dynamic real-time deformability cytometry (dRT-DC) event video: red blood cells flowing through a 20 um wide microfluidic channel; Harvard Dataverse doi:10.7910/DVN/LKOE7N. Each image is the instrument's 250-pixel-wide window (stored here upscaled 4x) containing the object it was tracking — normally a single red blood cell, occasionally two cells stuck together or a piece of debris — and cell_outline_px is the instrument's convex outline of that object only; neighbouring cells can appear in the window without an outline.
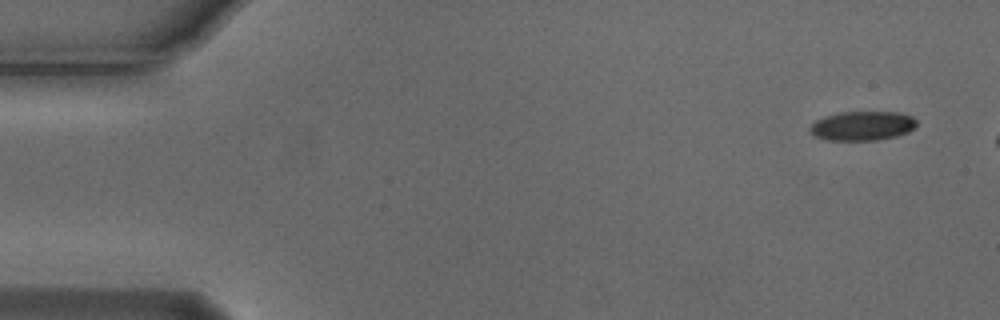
{"species": "Egyptian fruit bat (a non-hibernating species)", "species_latin": "Rousettus aegyptiacus", "temperature_condition": "cold", "stored_images_in_passage": 3, "camera_frame_rate_fps": 3000, "um_per_image_px": 0.085, "animal": {"sex": "male"}, "frame": {"image": 1, "passage_image": 1, "time_ms": 0.0, "image_size_px": [1000, 320], "cell_outline_px": [[916, 124], [908, 132], [896, 136], [876, 140], [828, 140], [816, 136], [808, 128], [816, 120], [824, 116], [840, 112], [900, 112], [912, 116], [916, 120]], "centroid_in_image_um": [73.3, 10.69], "position_along_channel_um": 11.7, "area_um2": 18.09}}